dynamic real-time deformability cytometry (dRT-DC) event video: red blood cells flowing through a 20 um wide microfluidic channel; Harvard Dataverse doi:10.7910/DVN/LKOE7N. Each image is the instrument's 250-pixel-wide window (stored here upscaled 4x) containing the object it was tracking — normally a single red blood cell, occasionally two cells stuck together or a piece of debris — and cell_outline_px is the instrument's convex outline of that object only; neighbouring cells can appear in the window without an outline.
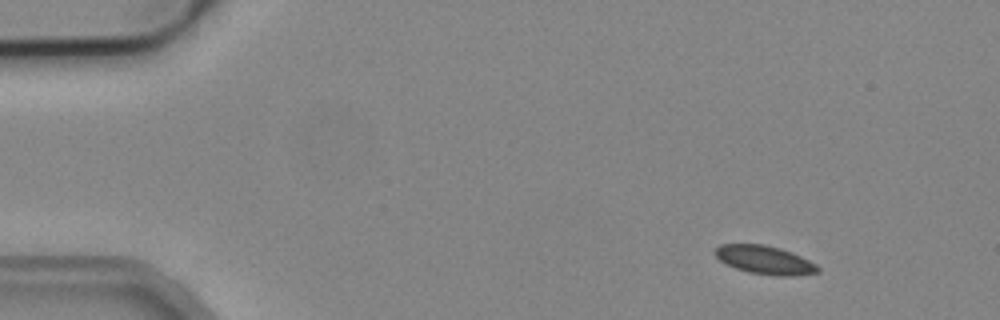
{"species": "common noctule bat (a hibernating species)", "species_latin": "Nyctalus noctula", "temperature_condition": "cold", "stored_images_in_passage": 4, "camera_frame_rate_fps": 3000, "um_per_image_px": 0.085, "animal": {"sex": "male", "body_mass_g": 19.2, "forearm_length_mm": 51.8}, "frame": {"image": 1, "passage_image": 1, "time_ms": 0.0, "image_size_px": [1000, 320], "cell_outline_px": [[820, 272], [792, 276], [776, 276], [748, 272], [736, 268], [720, 260], [712, 252], [720, 244], [764, 244], [780, 248], [792, 252], [816, 264], [820, 268]], "centroid_in_image_um": [65.01, 22.09], "position_along_channel_um": 20.0, "area_um2": 17.05}}
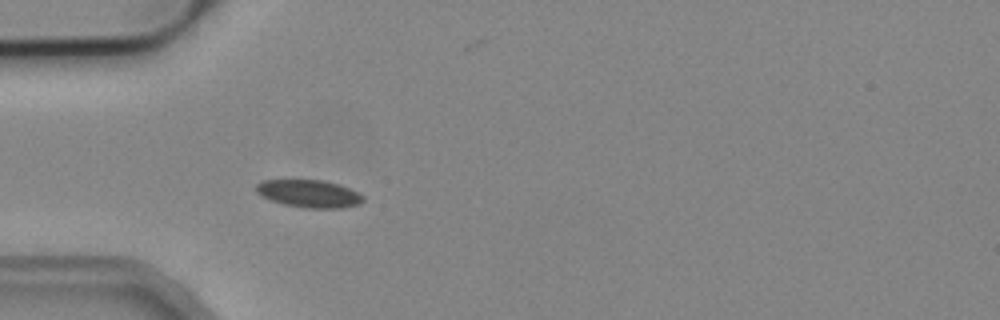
{"frame": {"image": 2, "passage_image": 4, "time_ms": 1.0, "image_size_px": [1000, 320], "cell_outline_px": [[364, 200], [360, 204], [344, 208], [304, 208], [284, 204], [272, 200], [256, 192], [256, 184], [264, 180], [320, 180], [336, 184], [348, 188], [364, 196]], "centroid_in_image_um": [26.29, 16.47], "position_along_channel_um": 58.7, "area_um2": 16.99}}